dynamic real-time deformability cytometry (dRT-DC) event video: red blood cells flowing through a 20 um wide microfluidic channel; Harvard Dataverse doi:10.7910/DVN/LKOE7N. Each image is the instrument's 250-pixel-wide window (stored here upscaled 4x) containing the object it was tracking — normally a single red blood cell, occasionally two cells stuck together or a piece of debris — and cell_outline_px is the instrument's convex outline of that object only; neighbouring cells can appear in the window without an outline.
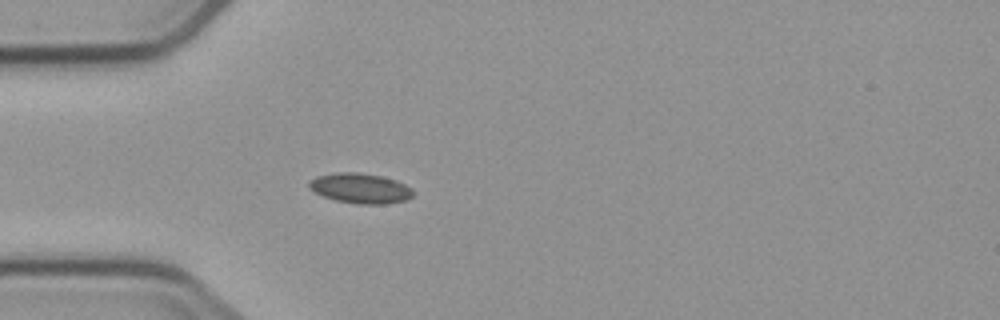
{"species": "common noctule bat (a hibernating species)", "species_latin": "Nyctalus noctula", "temperature_condition": "cold", "stored_images_in_passage": 4, "camera_frame_rate_fps": 3000, "um_per_image_px": 0.085, "animal": {"sex": "male", "body_mass_g": 23.1, "forearm_length_mm": 52.7}, "frame": {"image": 1, "passage_image": 4, "time_ms": 4.0, "image_size_px": [1000, 320], "cell_outline_px": [[412, 196], [404, 200], [388, 204], [356, 204], [336, 200], [324, 196], [308, 188], [308, 180], [316, 176], [336, 172], [356, 172], [380, 176], [396, 180], [412, 188]], "centroid_in_image_um": [30.59, 16.0], "position_along_channel_um": 54.4, "area_um2": 18.21}}